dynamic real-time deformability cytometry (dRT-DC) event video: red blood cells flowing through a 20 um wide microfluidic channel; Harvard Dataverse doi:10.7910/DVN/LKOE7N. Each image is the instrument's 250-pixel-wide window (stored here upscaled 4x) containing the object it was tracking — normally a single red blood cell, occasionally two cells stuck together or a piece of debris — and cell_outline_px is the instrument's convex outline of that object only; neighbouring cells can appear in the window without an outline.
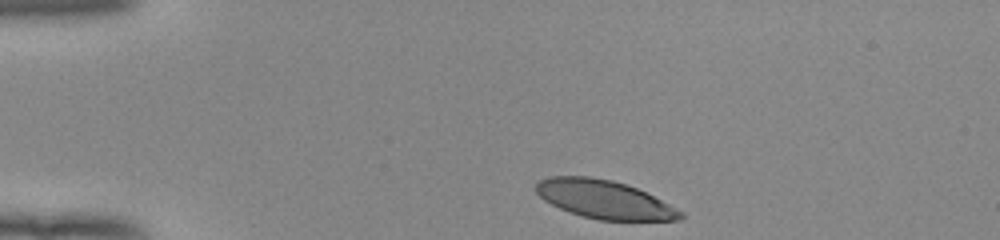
{"species": "human", "species_latin": "Homo sapiens", "temperature_condition": "room temperature", "stored_images_in_passage": 35, "camera_frame_rate_fps": 3000, "um_per_image_px": 0.085, "donor": {"sex": "female"}, "frame": {"image": 1, "passage_image": 1, "time_ms": 0.0, "image_size_px": [1000, 240], "cell_outline_px": [[684, 216], [680, 220], [600, 220], [580, 216], [568, 212], [544, 200], [536, 192], [536, 184], [540, 180], [548, 176], [588, 176], [612, 180], [636, 188], [684, 212]], "centroid_in_image_um": [51.33, 16.95], "position_along_channel_um": 33.7, "area_um2": 32.02}}
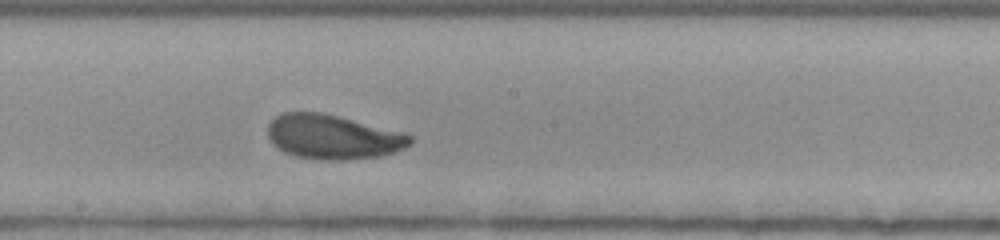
{"frame": {"image": 2, "passage_image": 20, "time_ms": 6.333, "image_size_px": [1000, 240], "cell_outline_px": [[412, 144], [404, 148], [380, 156], [344, 160], [324, 160], [296, 156], [284, 152], [272, 144], [268, 136], [268, 124], [276, 116], [284, 112], [320, 112], [404, 132], [412, 136]], "centroid_in_image_um": [28.29, 11.64], "position_along_channel_um": 219.9, "area_um2": 36.76}}
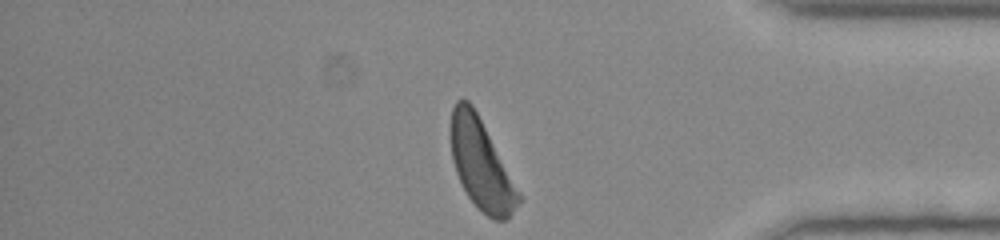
{"frame": {"image": 3, "passage_image": 35, "time_ms": 11.333, "image_size_px": [1000, 240], "cell_outline_px": [[520, 200], [512, 212], [504, 220], [492, 220], [468, 196], [456, 172], [452, 160], [452, 108], [456, 100], [468, 100], [472, 104], [520, 192]], "centroid_in_image_um": [40.9, 13.98], "position_along_channel_um": 394.3, "area_um2": 34.33}, "authors_computed_cell_mechanics": {"area_um2": 36.4718, "velocity_mm_per_s": 3.9001, "shape_relaxation_time_tau1_ms": 4.008, "shape_relaxation_time_tau2_ms": 5.5264, "deformation_change_tau1": 0.1695, "deformation_change_tau2": 0.1399}}